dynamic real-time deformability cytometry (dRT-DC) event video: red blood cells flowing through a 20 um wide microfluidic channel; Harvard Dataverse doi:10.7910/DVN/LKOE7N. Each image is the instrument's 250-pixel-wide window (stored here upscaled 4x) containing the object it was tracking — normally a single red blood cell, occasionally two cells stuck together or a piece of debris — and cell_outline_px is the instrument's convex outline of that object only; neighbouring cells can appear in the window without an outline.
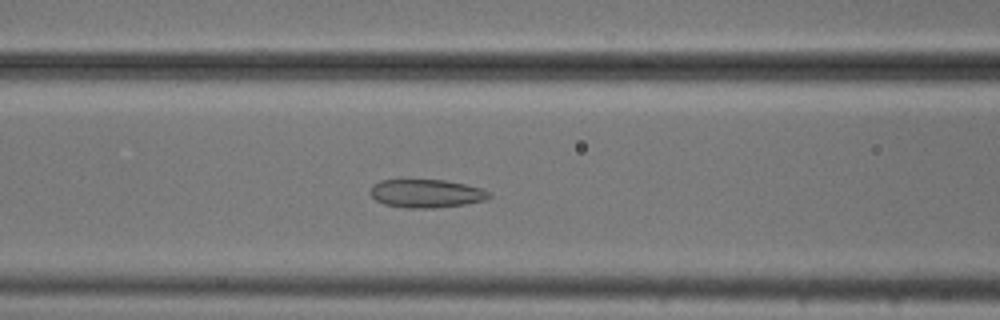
{"species": "common noctule bat (a hibernating species)", "species_latin": "Nyctalus noctula", "temperature_condition": "cold", "stored_images_in_passage": 33, "camera_frame_rate_fps": 3000, "um_per_image_px": 0.085, "animal": {"sex": "male", "body_mass_g": 20.5, "forearm_length_mm": 52.5}, "frame": {"image": 1, "passage_image": 22, "time_ms": 7.0, "image_size_px": [1000, 320], "cell_outline_px": [[492, 196], [488, 200], [464, 204], [432, 208], [408, 208], [384, 204], [376, 200], [368, 192], [372, 184], [380, 180], [444, 180], [464, 184], [480, 188], [492, 192]], "centroid_in_image_um": [36.24, 16.44], "position_along_channel_um": 130.4, "area_um2": 19.71}}
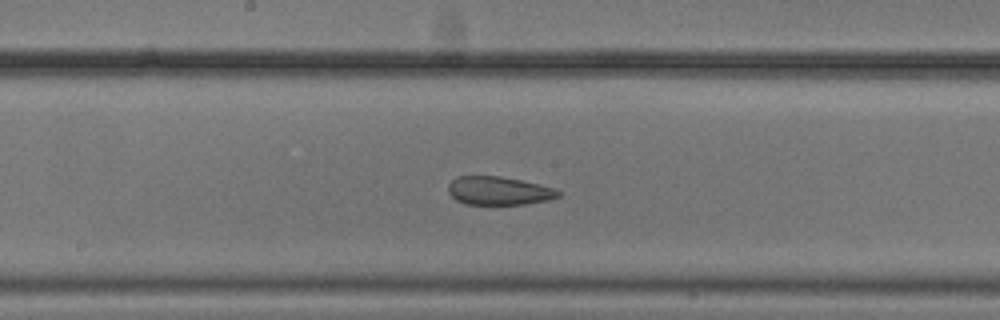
{"frame": {"image": 2, "passage_image": 28, "time_ms": 9.0, "image_size_px": [1000, 320], "cell_outline_px": [[560, 196], [548, 200], [524, 204], [464, 204], [456, 200], [448, 192], [448, 184], [452, 180], [460, 176], [500, 176], [540, 184], [556, 188], [560, 192]], "centroid_in_image_um": [42.4, 16.21], "position_along_channel_um": 205.8, "area_um2": 18.21}}
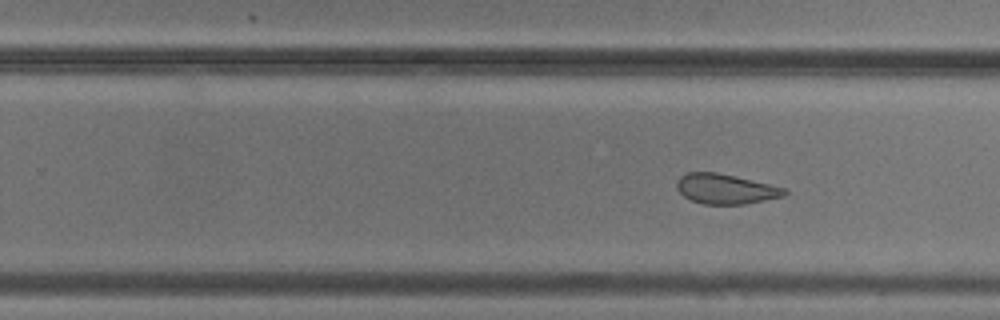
{"frame": {"image": 3, "passage_image": 33, "time_ms": 10.667, "image_size_px": [1000, 320], "cell_outline_px": [[788, 192], [784, 196], [744, 204], [704, 204], [692, 200], [684, 196], [676, 188], [676, 184], [680, 176], [688, 172], [716, 172], [736, 176], [784, 188]], "centroid_in_image_um": [61.65, 16.05], "position_along_channel_um": 268.2, "area_um2": 18.61}}